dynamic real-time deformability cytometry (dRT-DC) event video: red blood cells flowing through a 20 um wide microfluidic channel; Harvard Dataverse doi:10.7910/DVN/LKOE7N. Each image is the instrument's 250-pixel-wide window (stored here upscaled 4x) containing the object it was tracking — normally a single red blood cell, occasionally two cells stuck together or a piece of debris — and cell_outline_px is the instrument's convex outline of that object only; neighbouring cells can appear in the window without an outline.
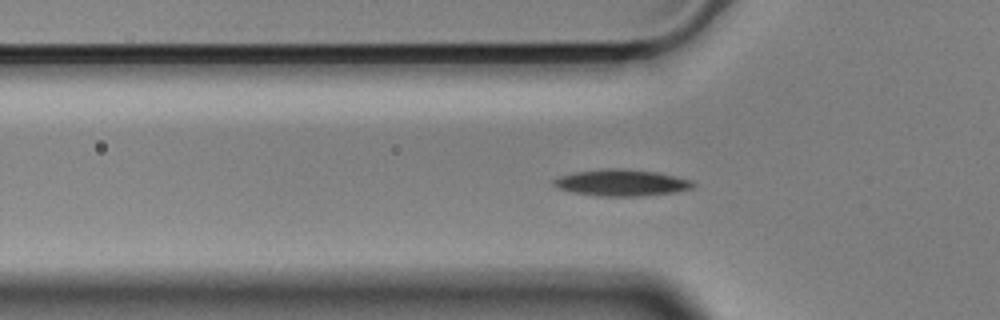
{"species": "Egyptian fruit bat (a non-hibernating species)", "species_latin": "Rousettus aegyptiacus", "temperature_condition": "cold", "stored_images_in_passage": 57, "camera_frame_rate_fps": 3000, "um_per_image_px": 0.085, "animal": {"sex": "male"}, "frame": {"image": 1, "passage_image": 17, "time_ms": 5.333, "image_size_px": [1000, 320], "cell_outline_px": [[696, 184], [692, 188], [676, 192], [640, 196], [596, 196], [572, 192], [560, 188], [552, 184], [552, 180], [560, 176], [572, 172], [608, 168], [624, 168], [656, 172], [692, 180]], "centroid_in_image_um": [52.82, 15.53], "position_along_channel_um": 73.0, "area_um2": 21.62}}
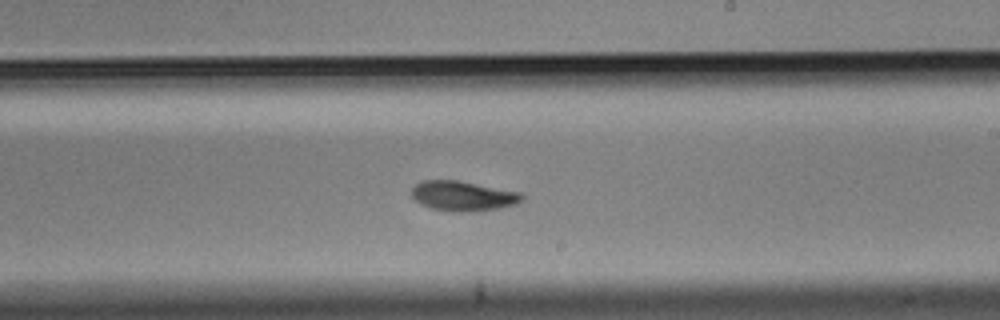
{"frame": {"image": 2, "passage_image": 32, "time_ms": 10.333, "image_size_px": [1000, 320], "cell_outline_px": [[524, 200], [516, 204], [500, 208], [476, 212], [456, 212], [432, 208], [420, 204], [412, 196], [412, 188], [416, 184], [424, 180], [456, 180], [520, 192], [524, 196]], "centroid_in_image_um": [39.38, 16.67], "position_along_channel_um": 249.6, "area_um2": 19.25}}
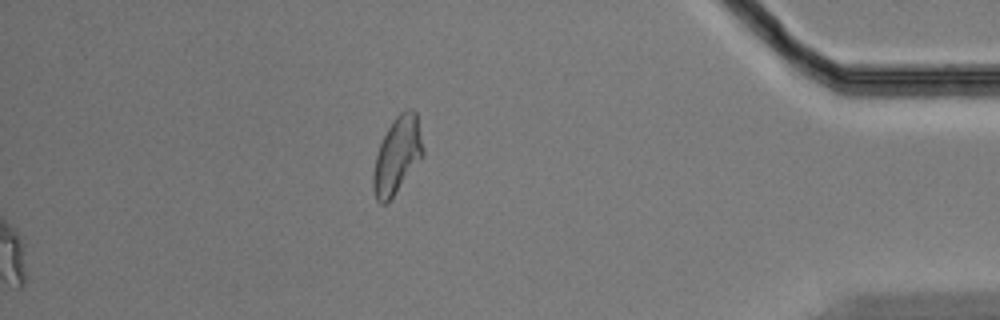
{"frame": {"image": 3, "passage_image": 57, "time_ms": 18.667, "image_size_px": [1000, 320], "cell_outline_px": [[424, 156], [388, 204], [380, 204], [376, 200], [372, 188], [372, 172], [376, 156], [380, 144], [392, 120], [400, 112], [408, 108], [412, 108], [416, 112], [424, 148]], "centroid_in_image_um": [33.76, 13.24], "position_along_channel_um": 401.4, "area_um2": 22.66}, "authors_computed_cell_mechanics": {"area_um2": 19.1896, "velocity_mm_per_s": 3.5275, "shape_relaxation_time_tau1_ms": 4.7432, "shape_relaxation_time_tau2_ms": 3.9727, "deformation_change_tau1": 0.1276, "deformation_change_tau2": 0.0829}}